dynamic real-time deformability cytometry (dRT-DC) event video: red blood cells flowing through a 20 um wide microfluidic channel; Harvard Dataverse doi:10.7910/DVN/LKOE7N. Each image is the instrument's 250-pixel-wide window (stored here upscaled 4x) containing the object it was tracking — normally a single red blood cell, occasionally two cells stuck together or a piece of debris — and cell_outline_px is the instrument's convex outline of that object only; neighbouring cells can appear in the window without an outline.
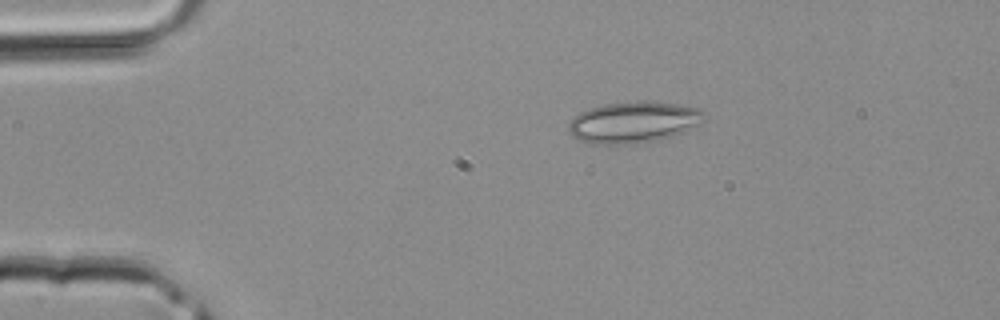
{"species": "common noctule bat (a hibernating species)", "species_latin": "Nyctalus noctula", "temperature_condition": "room temperature", "stored_images_in_passage": 33, "camera_frame_rate_fps": 3000, "um_per_image_px": 0.085, "animal": {"sex": "male", "body_mass_g": 20.4}, "frame": {"image": 1, "passage_image": 1, "time_ms": 0.0, "image_size_px": [1000, 320], "cell_outline_px": [[708, 112], [704, 120], [700, 124], [684, 132], [652, 140], [632, 144], [592, 144], [580, 140], [572, 136], [568, 132], [568, 120], [580, 112], [588, 108], [604, 104], [676, 104], [700, 108]], "centroid_in_image_um": [53.82, 10.42], "position_along_channel_um": 31.2, "area_um2": 31.91}}
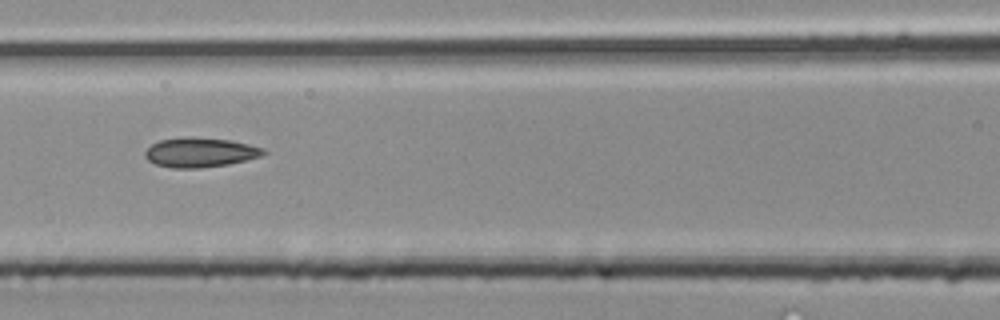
{"frame": {"image": 2, "passage_image": 11, "time_ms": 3.333, "image_size_px": [1000, 320], "cell_outline_px": [[268, 152], [260, 156], [228, 164], [200, 168], [172, 168], [156, 164], [148, 160], [144, 156], [144, 152], [152, 144], [160, 140], [192, 136], [228, 140], [248, 144], [264, 148]], "centroid_in_image_um": [16.99, 12.95], "position_along_channel_um": 149.6, "area_um2": 20.29}}
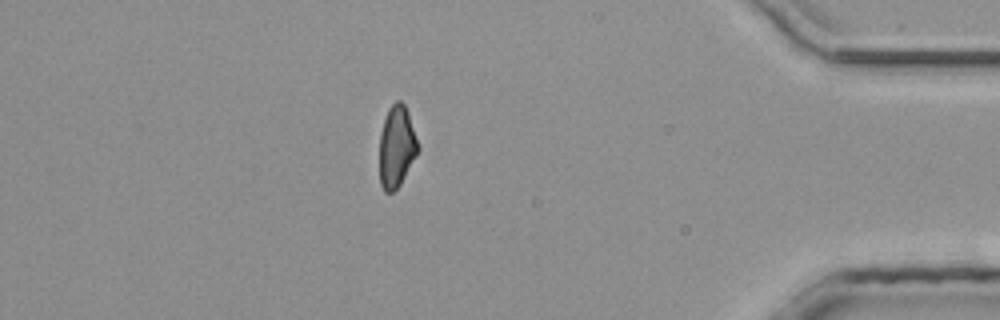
{"frame": {"image": 3, "passage_image": 28, "time_ms": 9.0, "image_size_px": [1000, 320], "cell_outline_px": [[420, 148], [416, 156], [400, 184], [392, 192], [384, 192], [380, 184], [380, 132], [388, 108], [396, 100], [400, 100], [404, 104], [408, 112]], "centroid_in_image_um": [33.71, 12.45], "position_along_channel_um": 401.5, "area_um2": 18.26}}